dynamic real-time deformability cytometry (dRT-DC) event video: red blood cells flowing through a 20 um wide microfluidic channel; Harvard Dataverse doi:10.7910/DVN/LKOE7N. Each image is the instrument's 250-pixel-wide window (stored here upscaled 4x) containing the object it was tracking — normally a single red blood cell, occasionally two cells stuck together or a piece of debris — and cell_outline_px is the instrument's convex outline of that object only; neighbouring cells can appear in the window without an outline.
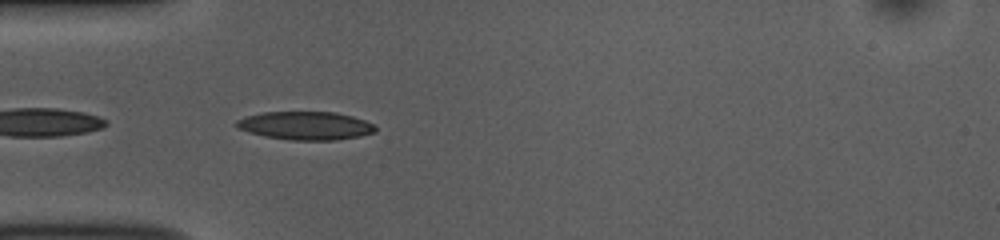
{"species": "common noctule bat (a hibernating species)", "species_latin": "Nyctalus noctula", "temperature_condition": "room temperature", "stored_images_in_passage": 25, "camera_frame_rate_fps": 3000, "um_per_image_px": 0.085, "animal": {"sex": "female", "body_mass_g": 10.0, "forearm_length_mm": 53.1}, "frame": {"image": 1, "passage_image": 3, "time_ms": 0.667, "image_size_px": [1000, 240], "cell_outline_px": [[376, 132], [360, 136], [336, 140], [292, 140], [264, 136], [236, 128], [236, 120], [244, 116], [264, 112], [336, 112], [352, 116], [376, 124]], "centroid_in_image_um": [25.99, 10.68], "position_along_channel_um": 59.0, "area_um2": 23.0}}
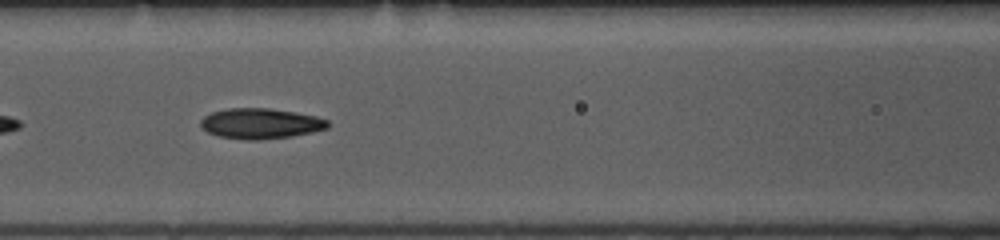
{"frame": {"image": 2, "passage_image": 10, "time_ms": 3.0, "image_size_px": [1000, 240], "cell_outline_px": [[328, 128], [312, 132], [292, 136], [256, 140], [248, 140], [220, 136], [208, 132], [200, 128], [200, 120], [204, 116], [212, 112], [228, 108], [268, 108], [296, 112], [316, 116], [328, 120]], "centroid_in_image_um": [22.13, 10.49], "position_along_channel_um": 144.5, "area_um2": 22.54}}
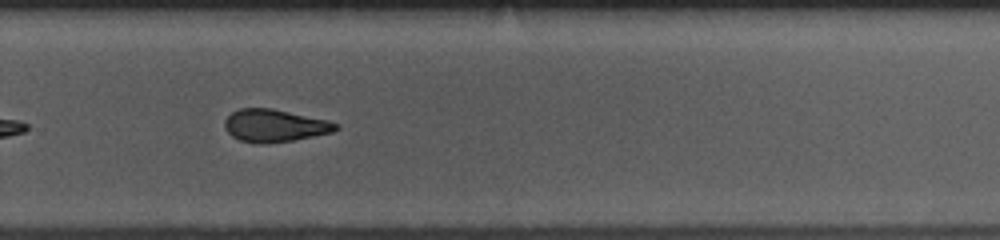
{"frame": {"image": 3, "passage_image": 23, "time_ms": 7.333, "image_size_px": [1000, 240], "cell_outline_px": [[340, 128], [332, 132], [292, 140], [268, 144], [256, 144], [240, 140], [232, 136], [224, 128], [224, 120], [232, 112], [240, 108], [272, 108], [328, 120], [340, 124]], "centroid_in_image_um": [23.34, 10.68], "position_along_channel_um": 306.5, "area_um2": 21.21}}